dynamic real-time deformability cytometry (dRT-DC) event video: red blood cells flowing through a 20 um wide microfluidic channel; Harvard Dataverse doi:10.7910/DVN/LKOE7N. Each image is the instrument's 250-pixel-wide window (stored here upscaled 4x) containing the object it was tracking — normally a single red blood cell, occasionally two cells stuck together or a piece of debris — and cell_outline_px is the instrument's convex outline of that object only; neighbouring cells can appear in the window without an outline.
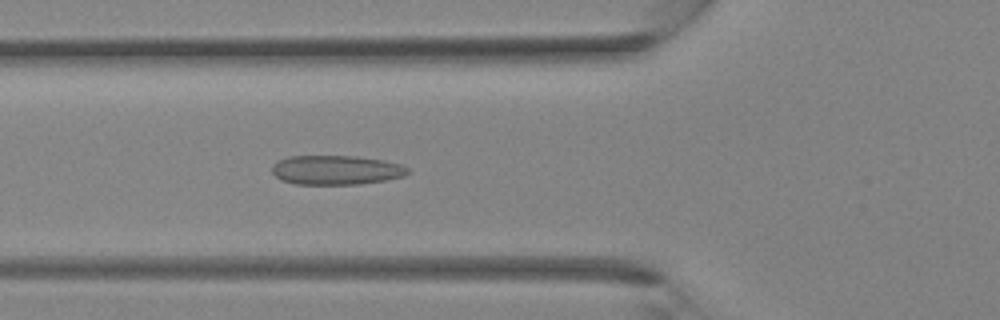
{"species": "Egyptian fruit bat (a non-hibernating species)", "species_latin": "Rousettus aegyptiacus", "temperature_condition": "room temperature", "stored_images_in_passage": 28, "camera_frame_rate_fps": 3000, "um_per_image_px": 0.085, "animal": {"sex": "female"}, "frame": {"image": 1, "passage_image": 5, "time_ms": 1.333, "image_size_px": [1000, 320], "cell_outline_px": [[412, 172], [404, 176], [384, 180], [360, 184], [296, 184], [280, 180], [272, 172], [272, 164], [288, 156], [356, 156], [384, 160], [400, 164], [408, 168]], "centroid_in_image_um": [28.58, 14.45], "position_along_channel_um": 97.2, "area_um2": 23.29}}
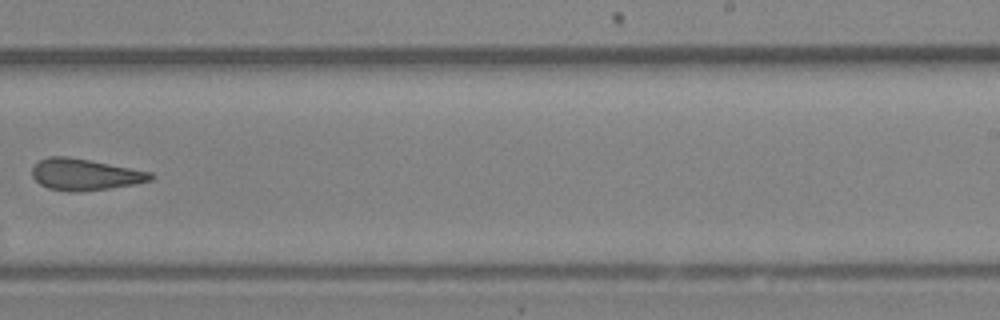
{"frame": {"image": 2, "passage_image": 15, "time_ms": 4.667, "image_size_px": [1000, 320], "cell_outline_px": [[156, 176], [152, 180], [132, 184], [108, 188], [80, 192], [68, 192], [48, 188], [40, 184], [32, 176], [32, 168], [40, 160], [48, 156], [68, 156], [152, 172]], "centroid_in_image_um": [7.21, 14.83], "position_along_channel_um": 281.8, "area_um2": 21.68}}
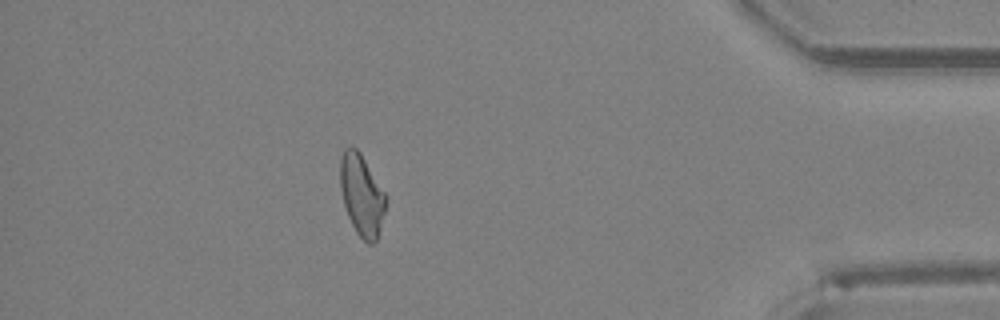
{"frame": {"image": 3, "passage_image": 24, "time_ms": 7.667, "image_size_px": [1000, 320], "cell_outline_px": [[384, 212], [380, 228], [376, 240], [372, 244], [368, 244], [356, 232], [348, 216], [344, 204], [340, 188], [340, 160], [344, 148], [356, 148], [360, 152], [384, 192]], "centroid_in_image_um": [30.71, 16.58], "position_along_channel_um": 404.5, "area_um2": 21.04}}